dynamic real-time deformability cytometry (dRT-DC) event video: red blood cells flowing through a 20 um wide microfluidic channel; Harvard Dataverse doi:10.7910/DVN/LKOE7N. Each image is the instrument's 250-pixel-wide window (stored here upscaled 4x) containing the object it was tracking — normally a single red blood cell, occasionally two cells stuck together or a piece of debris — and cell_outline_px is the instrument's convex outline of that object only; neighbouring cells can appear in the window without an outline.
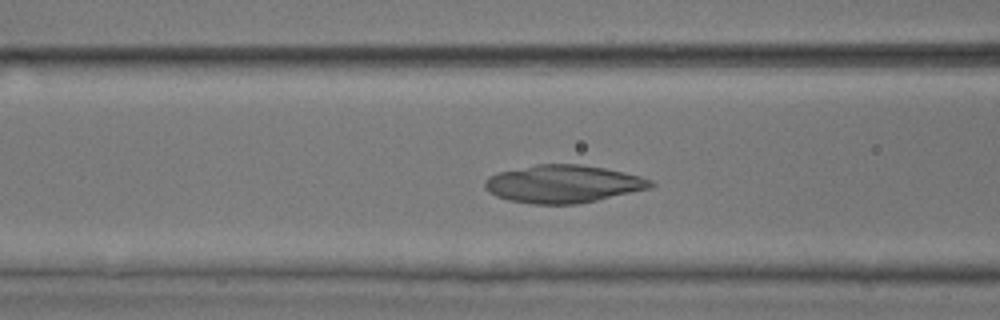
{"species": "common noctule bat (a hibernating species)", "species_latin": "Nyctalus noctula", "temperature_condition": "room temperature", "stored_images_in_passage": 8, "camera_frame_rate_fps": 3000, "um_per_image_px": 0.085, "animal": {"sex": "male", "body_mass_g": 17.9, "forearm_length_mm": 54.2}, "frame": {"image": 1, "passage_image": 6, "time_ms": 1.667, "image_size_px": [1000, 320], "cell_outline_px": [[656, 184], [652, 188], [596, 200], [576, 204], [532, 204], [508, 200], [496, 196], [488, 192], [484, 188], [484, 180], [488, 176], [496, 172], [536, 164], [580, 164], [604, 168], [640, 176], [652, 180]], "centroid_in_image_um": [47.83, 15.63], "position_along_channel_um": 118.8, "area_um2": 36.7}}